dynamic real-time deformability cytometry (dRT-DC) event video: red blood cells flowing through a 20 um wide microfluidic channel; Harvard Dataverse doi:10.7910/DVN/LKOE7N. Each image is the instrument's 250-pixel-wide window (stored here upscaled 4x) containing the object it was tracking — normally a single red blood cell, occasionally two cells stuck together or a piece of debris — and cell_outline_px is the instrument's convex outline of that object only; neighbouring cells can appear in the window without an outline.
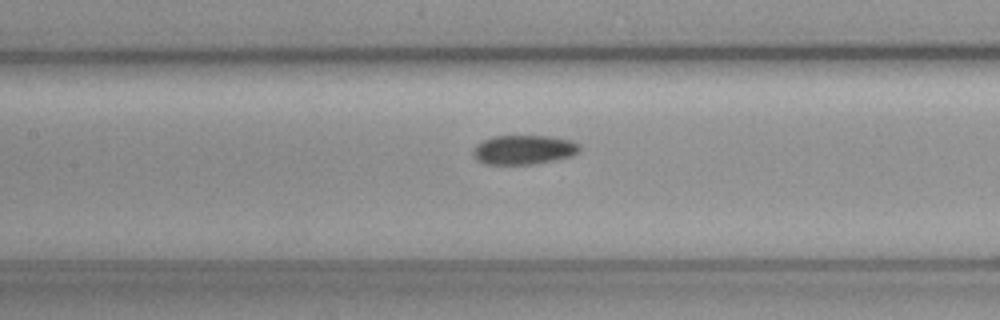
{"species": "common noctule bat (a hibernating species)", "species_latin": "Nyctalus noctula", "temperature_condition": "cold", "stored_images_in_passage": 32, "camera_frame_rate_fps": 3000, "um_per_image_px": 0.085, "animal": {"sex": "female", "body_mass_g": 19.3, "forearm_length_mm": 54.1}, "frame": {"image": 1, "passage_image": 23, "time_ms": 7.333, "image_size_px": [1000, 320], "cell_outline_px": [[580, 152], [572, 156], [556, 160], [532, 164], [484, 164], [476, 160], [472, 152], [476, 144], [492, 136], [552, 136], [572, 140], [580, 144]], "centroid_in_image_um": [44.54, 12.72], "position_along_channel_um": 162.9, "area_um2": 18.44}}